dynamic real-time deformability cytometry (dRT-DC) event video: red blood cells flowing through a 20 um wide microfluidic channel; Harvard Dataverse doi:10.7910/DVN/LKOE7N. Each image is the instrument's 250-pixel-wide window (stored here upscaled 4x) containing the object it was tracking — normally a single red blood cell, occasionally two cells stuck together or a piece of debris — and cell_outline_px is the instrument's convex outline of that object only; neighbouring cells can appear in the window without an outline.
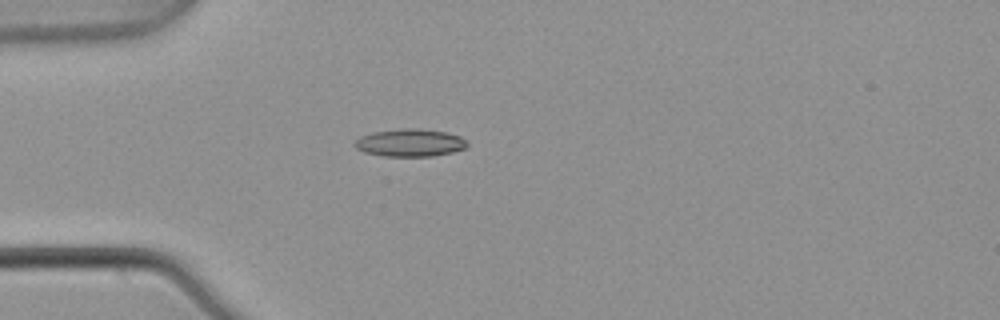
{"species": "common noctule bat (a hibernating species)", "species_latin": "Nyctalus noctula", "temperature_condition": "warm", "stored_images_in_passage": 4, "camera_frame_rate_fps": 3000, "um_per_image_px": 0.085, "animal": {"sex": "male", "body_mass_g": 21.5, "forearm_length_mm": 52.0}, "frame": {"image": 1, "passage_image": 4, "time_ms": 1.0, "image_size_px": [1000, 320], "cell_outline_px": [[468, 144], [464, 148], [452, 152], [432, 156], [384, 156], [364, 152], [356, 148], [352, 144], [360, 136], [372, 132], [416, 128], [444, 132], [460, 136], [468, 140]], "centroid_in_image_um": [34.84, 12.14], "position_along_channel_um": 50.2, "area_um2": 17.92}}